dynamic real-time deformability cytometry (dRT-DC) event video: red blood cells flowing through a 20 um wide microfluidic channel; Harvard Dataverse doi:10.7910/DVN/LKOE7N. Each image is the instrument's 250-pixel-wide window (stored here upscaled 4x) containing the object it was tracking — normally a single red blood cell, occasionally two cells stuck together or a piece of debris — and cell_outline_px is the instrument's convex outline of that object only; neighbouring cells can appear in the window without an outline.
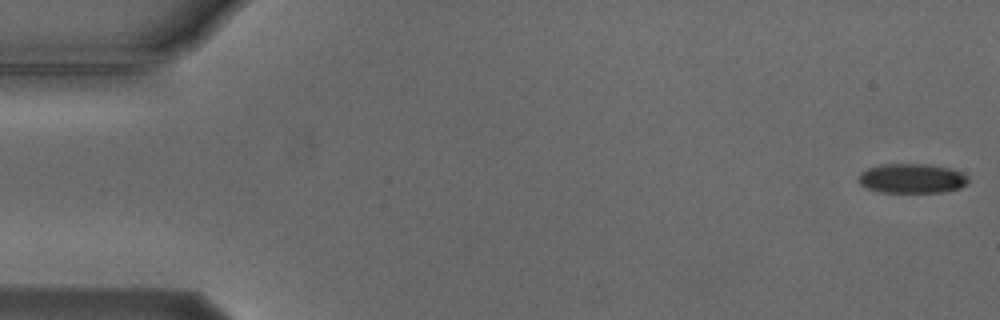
{"species": "Egyptian fruit bat (a non-hibernating species)", "species_latin": "Rousettus aegyptiacus", "temperature_condition": "cold", "stored_images_in_passage": 14, "camera_frame_rate_fps": 3000, "um_per_image_px": 0.085, "animal": {"sex": "male"}, "frame": {"image": 1, "passage_image": 1, "time_ms": 0.0, "image_size_px": [1000, 320], "cell_outline_px": [[968, 184], [960, 188], [940, 192], [880, 192], [868, 188], [860, 184], [860, 172], [868, 168], [884, 164], [924, 164], [948, 168], [960, 172], [968, 176]], "centroid_in_image_um": [77.52, 15.17], "position_along_channel_um": 7.5, "area_um2": 18.67}}
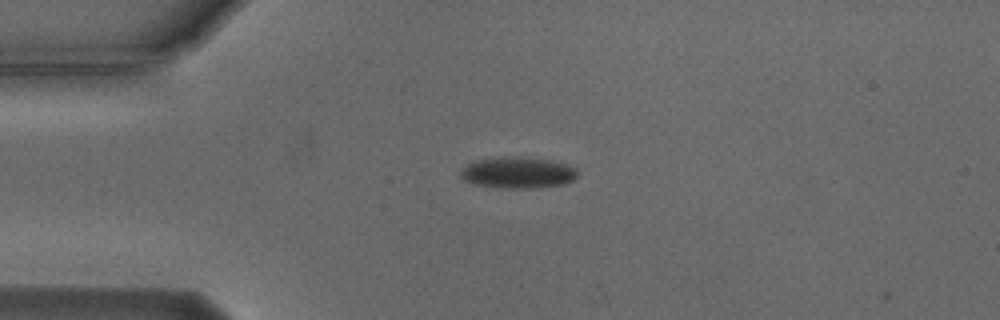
{"frame": {"image": 2, "passage_image": 13, "time_ms": 4.0, "image_size_px": [1000, 320], "cell_outline_px": [[576, 176], [572, 180], [564, 184], [532, 188], [508, 188], [476, 184], [464, 180], [460, 176], [460, 172], [472, 160], [500, 156], [520, 156], [548, 160], [568, 164], [576, 168]], "centroid_in_image_um": [44.0, 14.65], "position_along_channel_um": 41.0, "area_um2": 21.33}}